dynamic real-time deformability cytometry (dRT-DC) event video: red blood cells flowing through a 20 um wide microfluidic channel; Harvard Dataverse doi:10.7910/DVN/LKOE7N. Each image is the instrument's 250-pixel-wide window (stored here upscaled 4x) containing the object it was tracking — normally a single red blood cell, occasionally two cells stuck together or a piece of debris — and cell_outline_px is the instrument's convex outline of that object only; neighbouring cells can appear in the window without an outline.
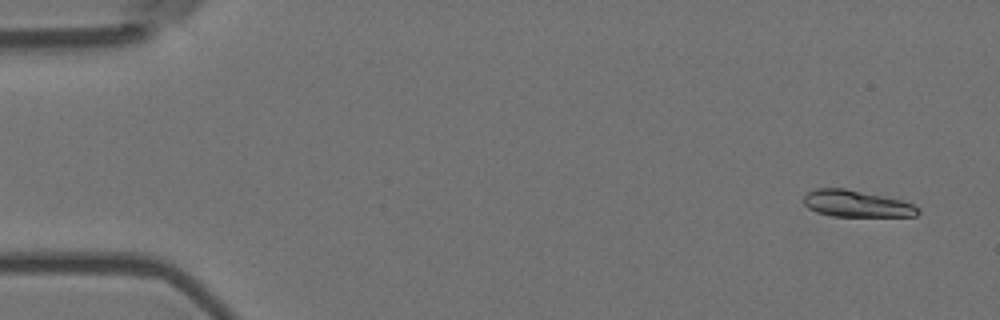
{"species": "Egyptian fruit bat (a non-hibernating species)", "species_latin": "Rousettus aegyptiacus", "temperature_condition": "room temperature", "stored_images_in_passage": 7, "camera_frame_rate_fps": 3000, "um_per_image_px": 0.085, "animal": {"sex": "female"}, "frame": {"image": 1, "passage_image": 1, "time_ms": 0.0, "image_size_px": [1000, 320], "cell_outline_px": [[920, 212], [916, 216], [832, 216], [816, 212], [808, 208], [800, 200], [808, 192], [816, 188], [844, 188], [884, 196], [900, 200], [912, 204], [920, 208]], "centroid_in_image_um": [72.76, 17.31], "position_along_channel_um": 12.2, "area_um2": 17.8}}
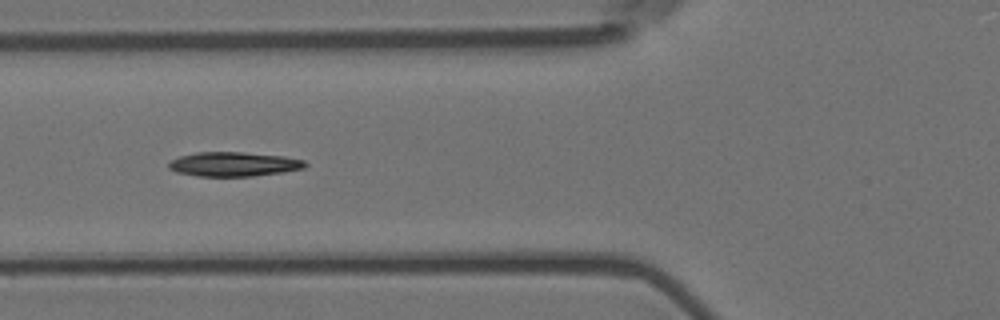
{"frame": {"image": 2, "passage_image": 6, "time_ms": 1.667, "image_size_px": [1000, 320], "cell_outline_px": [[308, 164], [304, 168], [284, 172], [252, 176], [196, 176], [176, 172], [168, 168], [168, 164], [172, 160], [180, 156], [196, 152], [244, 152], [284, 156], [304, 160]], "centroid_in_image_um": [19.88, 13.95], "position_along_channel_um": 105.9, "area_um2": 19.42}}
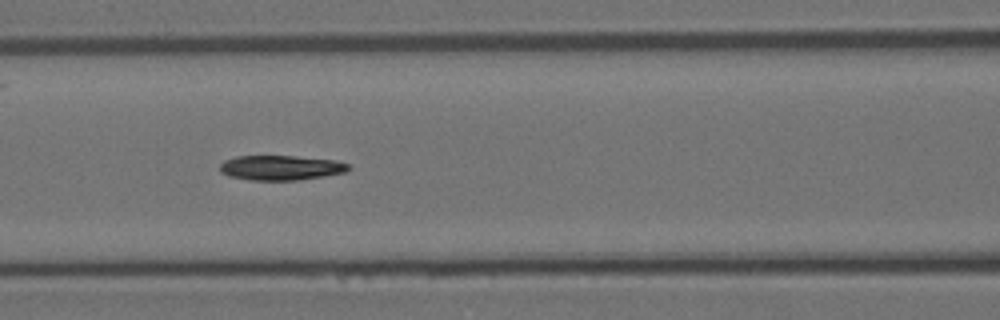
{"frame": {"image": 3, "passage_image": 7, "time_ms": 2.0, "image_size_px": [1000, 320], "cell_outline_px": [[352, 168], [344, 172], [324, 176], [296, 180], [248, 180], [228, 176], [220, 172], [220, 164], [224, 160], [236, 156], [296, 156], [336, 160], [348, 164]], "centroid_in_image_um": [23.85, 14.25], "position_along_channel_um": 142.8, "area_um2": 18.67}}